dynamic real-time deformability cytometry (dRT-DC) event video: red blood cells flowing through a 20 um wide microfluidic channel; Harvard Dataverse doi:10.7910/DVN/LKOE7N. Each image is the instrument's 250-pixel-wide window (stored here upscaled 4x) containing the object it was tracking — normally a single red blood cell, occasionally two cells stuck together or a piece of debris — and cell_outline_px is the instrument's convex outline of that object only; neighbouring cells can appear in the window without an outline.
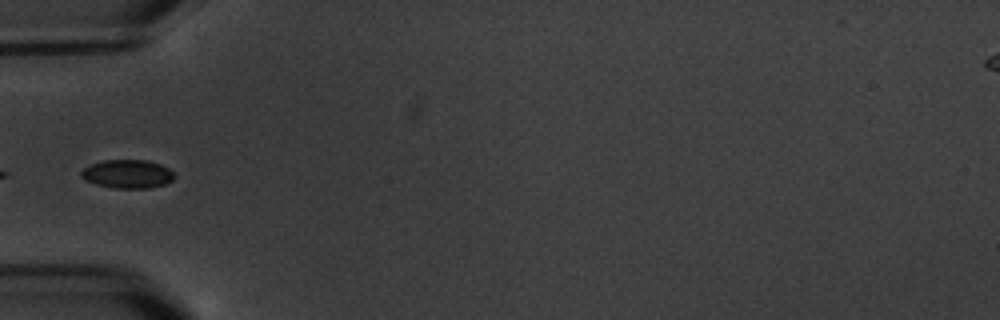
{"species": "common noctule bat (a hibernating species)", "species_latin": "Nyctalus noctula", "temperature_condition": "warm", "stored_images_in_passage": 15, "segment_of_instrument_passage": [2, 2], "camera_frame_rate_fps": 3000, "um_per_image_px": 0.085, "animal": {"sex": "male", "body_mass_g": 20.1, "forearm_length_mm": 53.5}, "frame": {"image": 1, "passage_image": 7, "time_ms": 7.333, "image_size_px": [1000, 320], "cell_outline_px": [[176, 176], [172, 180], [164, 184], [148, 188], [116, 188], [96, 184], [84, 180], [80, 176], [80, 172], [84, 168], [92, 164], [104, 160], [144, 160], [160, 164], [168, 168]], "centroid_in_image_um": [10.82, 14.79], "position_along_channel_um": 74.2, "area_um2": 15.37}}
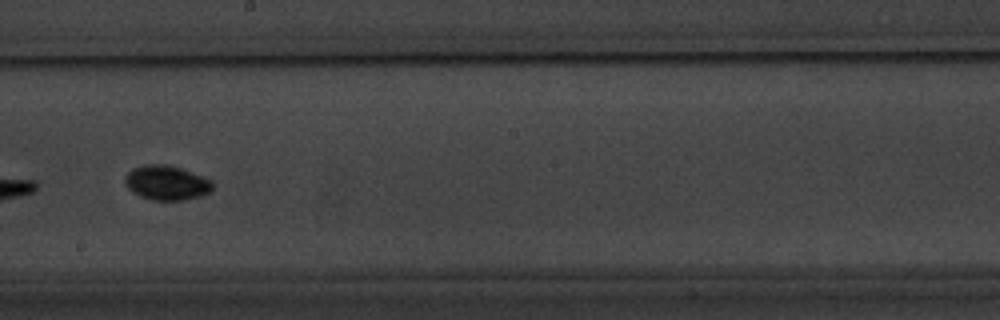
{"frame": {"image": 2, "passage_image": 11, "time_ms": 12.0, "image_size_px": [1000, 320], "cell_outline_px": [[212, 188], [208, 192], [200, 196], [184, 200], [152, 200], [140, 196], [132, 192], [124, 184], [124, 176], [132, 168], [144, 164], [164, 164], [180, 168], [192, 172], [212, 180]], "centroid_in_image_um": [14.11, 15.53], "position_along_channel_um": 234.1, "area_um2": 17.69}}
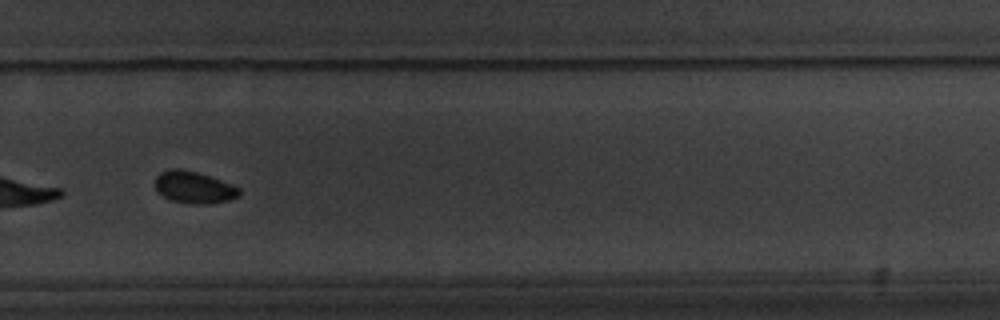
{"frame": {"image": 3, "passage_image": 13, "time_ms": 14.333, "image_size_px": [1000, 320], "cell_outline_px": [[240, 196], [228, 200], [208, 204], [192, 204], [172, 200], [164, 196], [156, 188], [156, 176], [160, 172], [172, 168], [180, 168], [196, 172], [232, 184], [240, 188]], "centroid_in_image_um": [16.51, 15.92], "position_along_channel_um": 313.3, "area_um2": 15.49}}